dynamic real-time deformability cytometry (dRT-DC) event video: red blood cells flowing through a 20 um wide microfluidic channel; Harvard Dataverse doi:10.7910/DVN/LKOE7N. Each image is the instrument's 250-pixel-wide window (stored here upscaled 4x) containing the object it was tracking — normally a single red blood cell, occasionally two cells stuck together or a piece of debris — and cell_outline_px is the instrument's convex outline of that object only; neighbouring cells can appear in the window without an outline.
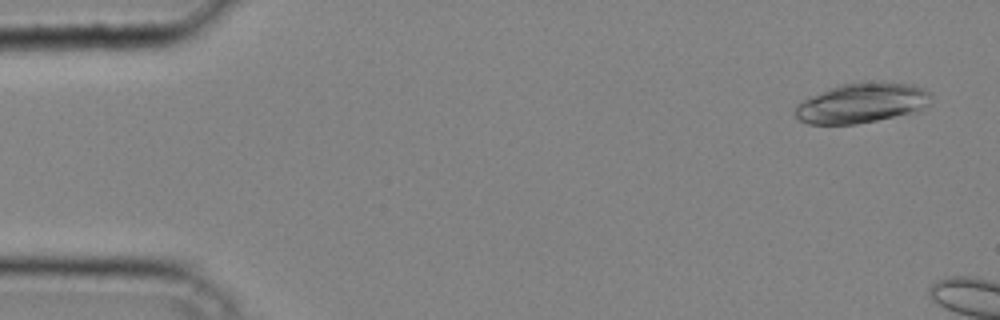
{"species": "common noctule bat (a hibernating species)", "species_latin": "Nyctalus noctula", "temperature_condition": "cold", "stored_images_in_passage": 5, "camera_frame_rate_fps": 3000, "um_per_image_px": 0.085, "animal": {"sex": "male", "body_mass_g": 20.4}, "frame": {"image": 1, "passage_image": 2, "time_ms": 0.333, "image_size_px": [1000, 320], "cell_outline_px": [[932, 96], [928, 108], [916, 112], [856, 124], [808, 124], [800, 120], [796, 116], [796, 104], [812, 96], [840, 84], [872, 80], [880, 80], [912, 84], [924, 88], [932, 92]], "centroid_in_image_um": [73.36, 8.73], "position_along_channel_um": 11.6, "area_um2": 32.14}}